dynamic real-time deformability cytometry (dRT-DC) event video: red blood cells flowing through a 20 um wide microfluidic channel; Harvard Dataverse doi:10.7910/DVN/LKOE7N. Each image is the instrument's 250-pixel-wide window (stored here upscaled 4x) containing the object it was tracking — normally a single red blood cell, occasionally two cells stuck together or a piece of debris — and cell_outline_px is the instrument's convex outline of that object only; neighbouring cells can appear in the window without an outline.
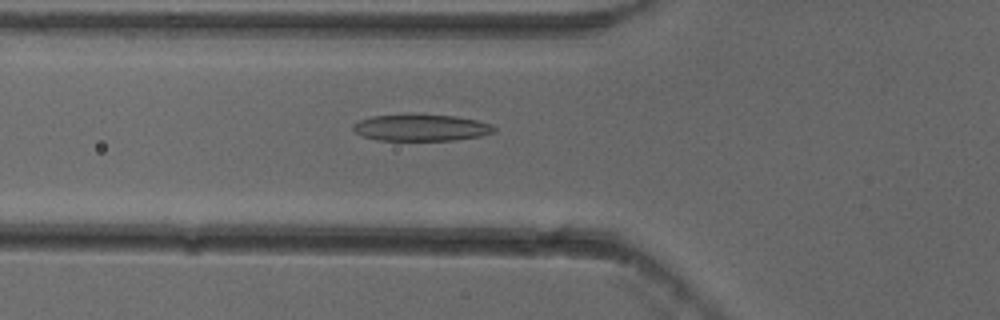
{"species": "common noctule bat (a hibernating species)", "species_latin": "Nyctalus noctula", "temperature_condition": "cold", "stored_images_in_passage": 46, "camera_frame_rate_fps": 3000, "um_per_image_px": 0.085, "animal": {"sex": "female"}, "frame": {"image": 1, "passage_image": 12, "time_ms": 3.667, "image_size_px": [1000, 320], "cell_outline_px": [[496, 132], [480, 136], [456, 140], [376, 140], [360, 136], [352, 128], [352, 124], [360, 120], [372, 116], [408, 112], [456, 116], [476, 120], [492, 124], [496, 128]], "centroid_in_image_um": [35.77, 10.82], "position_along_channel_um": 90.0, "area_um2": 22.66}}
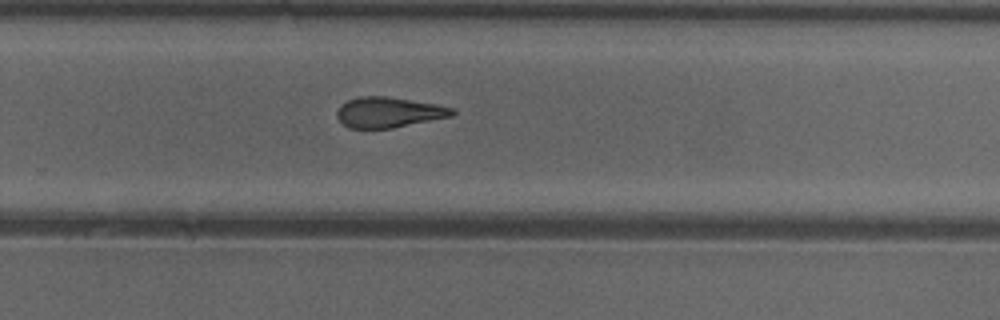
{"frame": {"image": 2, "passage_image": 28, "time_ms": 9.0, "image_size_px": [1000, 320], "cell_outline_px": [[456, 112], [452, 116], [392, 128], [348, 128], [336, 116], [336, 112], [340, 104], [348, 100], [360, 96], [388, 96], [436, 104], [452, 108]], "centroid_in_image_um": [33.01, 9.54], "position_along_channel_um": 296.8, "area_um2": 20.4}}
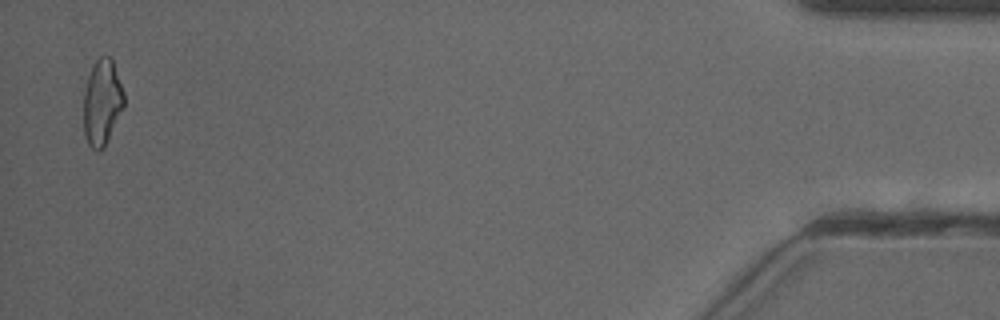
{"frame": {"image": 3, "passage_image": 45, "time_ms": 14.667, "image_size_px": [1000, 320], "cell_outline_px": [[124, 108], [104, 148], [100, 152], [96, 152], [88, 144], [84, 136], [84, 92], [88, 76], [92, 64], [100, 56], [108, 56], [112, 60], [124, 92]], "centroid_in_image_um": [8.67, 8.74], "position_along_channel_um": 426.5, "area_um2": 20.4}, "authors_computed_cell_mechanics": {"area_um2": 21.1548, "velocity_mm_per_s": 3.873, "shape_relaxation_time_tau1_ms": 6.9494, "shape_relaxation_time_tau2_ms": 3.2326, "deformation_change_tau1": 0.1791, "deformation_change_tau2": 0.1097}}